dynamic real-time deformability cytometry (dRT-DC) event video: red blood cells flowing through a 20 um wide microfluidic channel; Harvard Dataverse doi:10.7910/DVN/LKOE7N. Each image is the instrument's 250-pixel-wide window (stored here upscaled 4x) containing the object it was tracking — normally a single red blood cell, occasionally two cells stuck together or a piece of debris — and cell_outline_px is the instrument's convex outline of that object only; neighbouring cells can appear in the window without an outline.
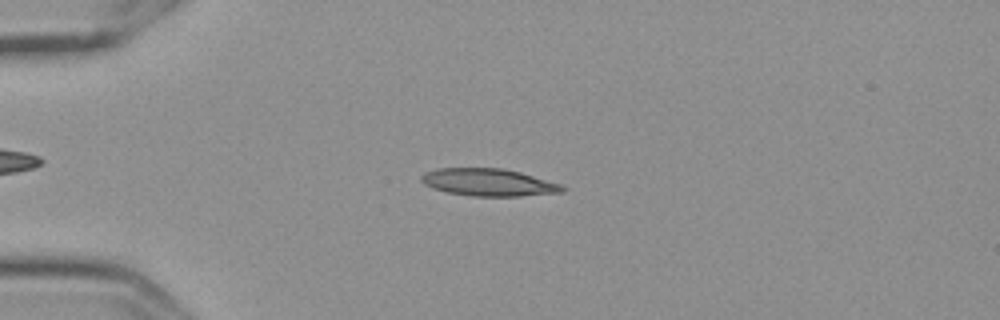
{"species": "Egyptian fruit bat (a non-hibernating species)", "species_latin": "Rousettus aegyptiacus", "temperature_condition": "cold", "stored_images_in_passage": 50, "camera_frame_rate_fps": 3000, "um_per_image_px": 0.085, "frame": {"image": 1, "passage_image": 8, "time_ms": 2.333, "image_size_px": [1000, 320], "cell_outline_px": [[568, 188], [564, 192], [520, 196], [472, 196], [448, 192], [432, 188], [424, 184], [420, 180], [420, 176], [424, 172], [436, 168], [504, 168], [520, 172], [560, 184]], "centroid_in_image_um": [41.51, 15.49], "position_along_channel_um": 43.5, "area_um2": 22.6}}
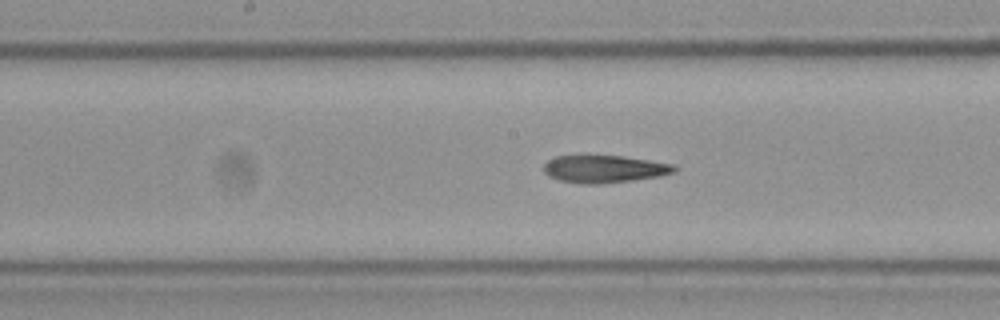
{"frame": {"image": 2, "passage_image": 23, "time_ms": 7.333, "image_size_px": [1000, 320], "cell_outline_px": [[680, 168], [676, 172], [660, 176], [632, 180], [600, 184], [580, 184], [560, 180], [548, 176], [544, 172], [544, 164], [548, 160], [556, 156], [584, 152], [624, 156], [676, 164]], "centroid_in_image_um": [51.36, 14.31], "position_along_channel_um": 196.8, "area_um2": 22.08}}
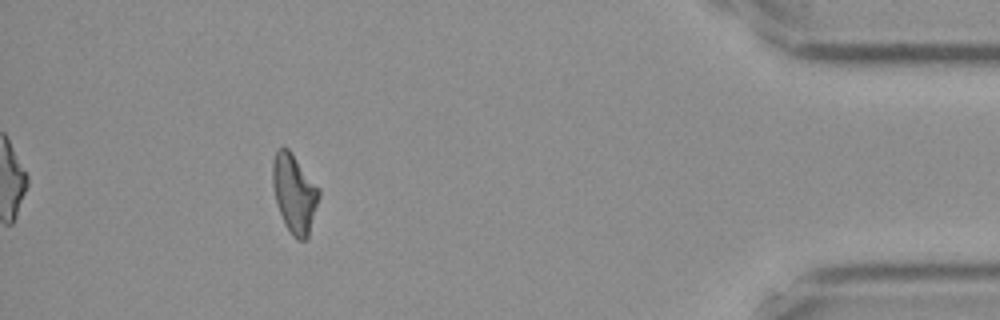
{"frame": {"image": 3, "passage_image": 45, "time_ms": 14.667, "image_size_px": [1000, 320], "cell_outline_px": [[320, 196], [308, 236], [304, 240], [296, 240], [292, 236], [284, 224], [276, 204], [272, 184], [272, 160], [276, 152], [280, 148], [288, 148], [320, 192]], "centroid_in_image_um": [24.98, 16.49], "position_along_channel_um": 410.2, "area_um2": 20.92}, "authors_computed_cell_mechanics": {"area_um2": 21.386, "velocity_mm_per_s": 3.5972, "shape_relaxation_time_tau1_ms": null, "shape_relaxation_time_tau2_ms": 8.6959, "deformation_change_tau1": null, "deformation_change_tau2": 0.202}}